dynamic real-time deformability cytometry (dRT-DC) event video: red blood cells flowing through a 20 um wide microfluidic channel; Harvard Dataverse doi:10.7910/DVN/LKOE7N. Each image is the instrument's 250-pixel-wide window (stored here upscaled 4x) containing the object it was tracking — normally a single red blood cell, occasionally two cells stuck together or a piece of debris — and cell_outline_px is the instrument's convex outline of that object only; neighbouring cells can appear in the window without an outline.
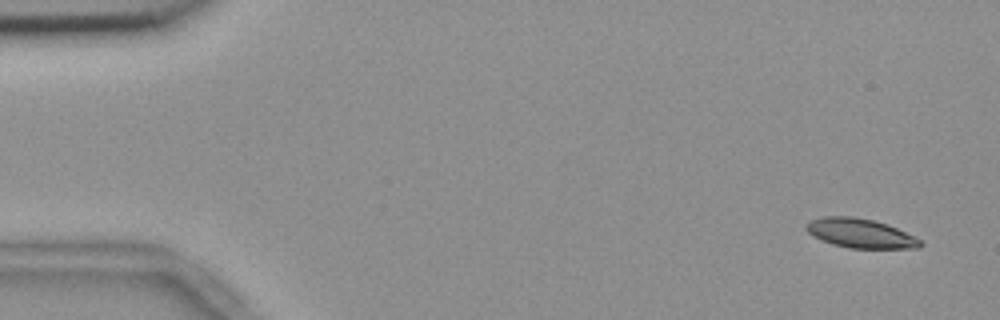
{"species": "common noctule bat (a hibernating species)", "species_latin": "Nyctalus noctula", "temperature_condition": "room temperature", "stored_images_in_passage": 6, "camera_frame_rate_fps": 3000, "um_per_image_px": 0.085, "animal": {"sex": "female", "body_mass_g": 18.4}, "frame": {"image": 1, "passage_image": 1, "time_ms": 0.0, "image_size_px": [1000, 320], "cell_outline_px": [[924, 244], [920, 248], [848, 248], [832, 244], [812, 236], [804, 228], [804, 224], [808, 220], [824, 216], [852, 216], [872, 220], [888, 224], [920, 240]], "centroid_in_image_um": [73.06, 19.82], "position_along_channel_um": 11.9, "area_um2": 19.54}}
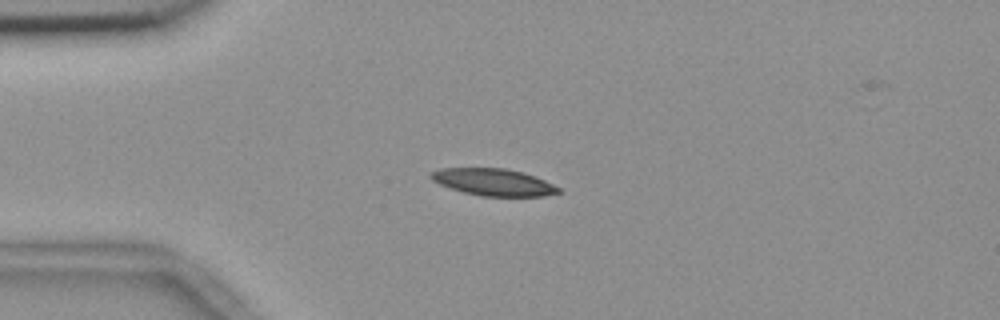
{"frame": {"image": 2, "passage_image": 4, "time_ms": 1.0, "image_size_px": [1000, 320], "cell_outline_px": [[560, 192], [544, 196], [480, 196], [464, 192], [440, 184], [432, 180], [428, 176], [432, 172], [440, 168], [504, 168], [524, 172], [536, 176], [560, 188]], "centroid_in_image_um": [41.95, 15.47], "position_along_channel_um": 43.1, "area_um2": 20.0}}